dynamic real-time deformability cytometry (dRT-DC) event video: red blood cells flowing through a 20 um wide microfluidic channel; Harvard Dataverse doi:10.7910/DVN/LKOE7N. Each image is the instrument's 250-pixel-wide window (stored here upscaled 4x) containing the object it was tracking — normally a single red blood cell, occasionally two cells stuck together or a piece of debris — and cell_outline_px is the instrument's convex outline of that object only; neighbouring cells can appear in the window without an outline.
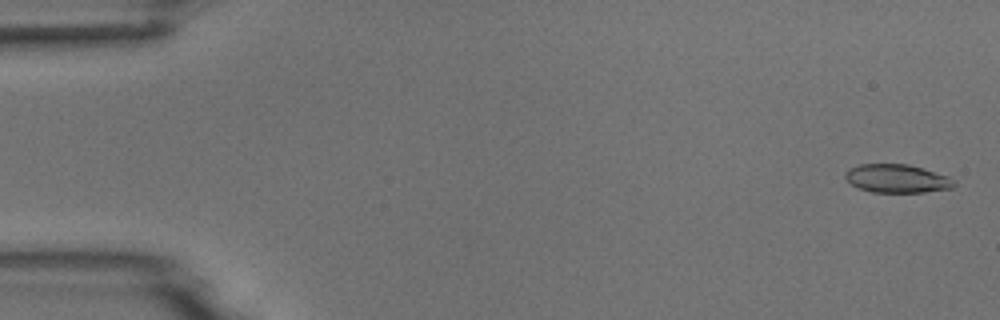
{"species": "common noctule bat (a hibernating species)", "species_latin": "Nyctalus noctula", "temperature_condition": "room temperature", "stored_images_in_passage": 6, "camera_frame_rate_fps": 3000, "um_per_image_px": 0.085, "animal": {"sex": "male", "body_mass_g": 18.8}, "frame": {"image": 1, "passage_image": 1, "time_ms": 0.0, "image_size_px": [1000, 320], "cell_outline_px": [[956, 184], [952, 188], [924, 192], [872, 192], [860, 188], [852, 184], [844, 176], [844, 172], [848, 168], [860, 164], [908, 164], [948, 176], [956, 180]], "centroid_in_image_um": [76.25, 15.17], "position_along_channel_um": 8.8, "area_um2": 17.98}}
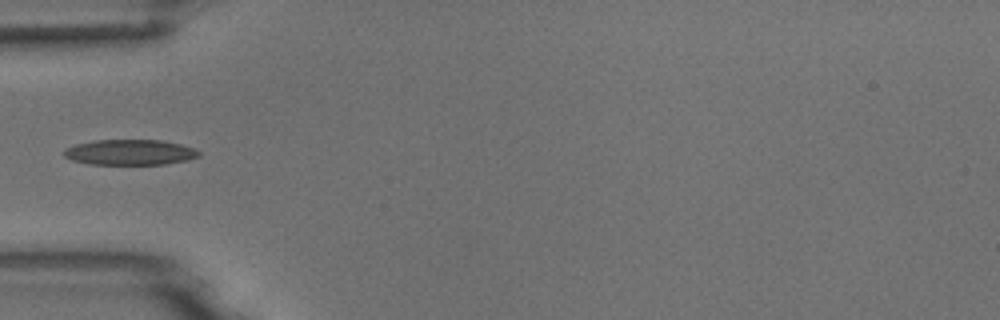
{"frame": {"image": 2, "passage_image": 5, "time_ms": 5.333, "image_size_px": [1000, 320], "cell_outline_px": [[200, 156], [188, 160], [164, 164], [88, 164], [72, 160], [64, 156], [64, 148], [76, 144], [96, 140], [160, 140], [180, 144], [192, 148], [200, 152]], "centroid_in_image_um": [11.03, 12.94], "position_along_channel_um": 74.0, "area_um2": 19.94}}